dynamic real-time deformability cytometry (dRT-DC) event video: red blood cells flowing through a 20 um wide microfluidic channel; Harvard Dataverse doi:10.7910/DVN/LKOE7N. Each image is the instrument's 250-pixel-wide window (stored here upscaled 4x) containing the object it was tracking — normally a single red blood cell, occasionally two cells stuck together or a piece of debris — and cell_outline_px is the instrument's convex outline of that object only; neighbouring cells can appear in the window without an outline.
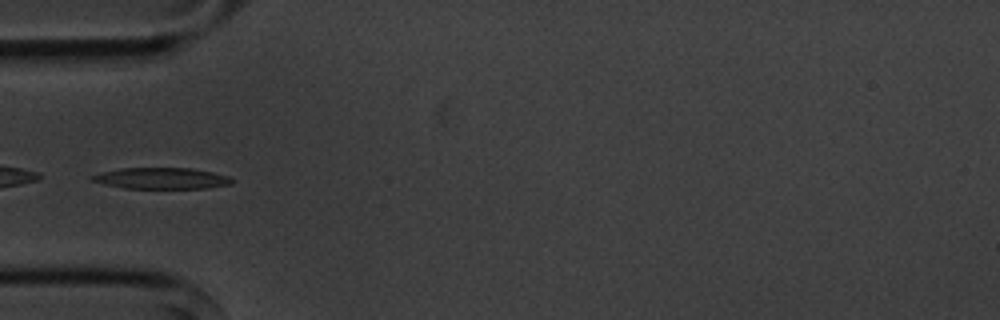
{"species": "common noctule bat (a hibernating species)", "species_latin": "Nyctalus noctula", "temperature_condition": "cold", "stored_images_in_passage": 8, "camera_frame_rate_fps": 3000, "um_per_image_px": 0.085, "animal": {"sex": "male", "body_mass_g": 20.1, "forearm_length_mm": 53.5}, "frame": {"image": 1, "passage_image": 3, "time_ms": 3.333, "image_size_px": [1000, 320], "cell_outline_px": [[236, 180], [232, 184], [208, 188], [124, 188], [104, 184], [92, 180], [88, 176], [100, 172], [120, 168], [192, 168], [212, 172], [228, 176]], "centroid_in_image_um": [13.74, 15.15], "position_along_channel_um": 71.3, "area_um2": 17.4}}
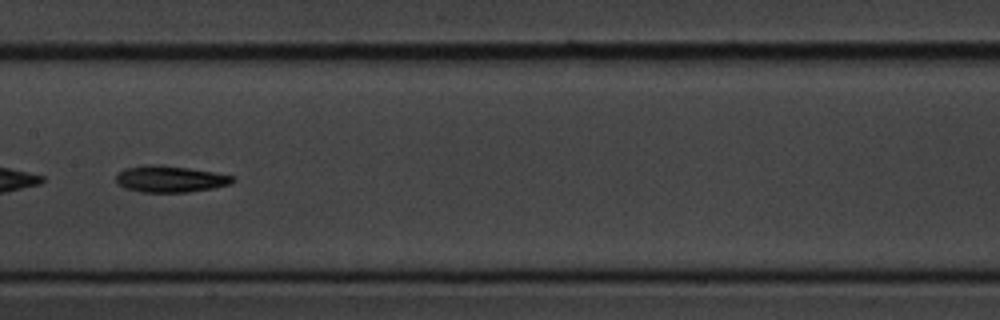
{"frame": {"image": 2, "passage_image": 6, "time_ms": 6.667, "image_size_px": [1000, 320], "cell_outline_px": [[236, 180], [232, 184], [212, 188], [188, 192], [144, 192], [124, 188], [116, 180], [116, 176], [124, 168], [148, 164], [160, 164], [188, 168], [212, 172], [232, 176]], "centroid_in_image_um": [14.46, 15.21], "position_along_channel_um": 192.9, "area_um2": 17.92}}
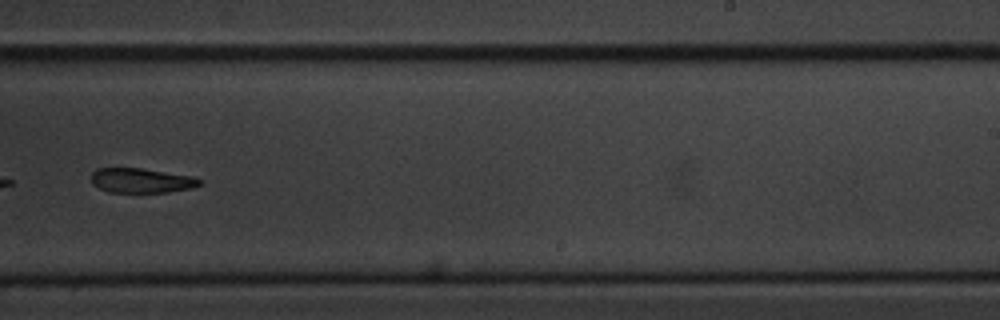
{"frame": {"image": 3, "passage_image": 8, "time_ms": 9.0, "image_size_px": [1000, 320], "cell_outline_px": [[204, 180], [200, 184], [192, 188], [168, 192], [108, 192], [92, 184], [92, 172], [96, 168], [140, 168], [188, 176]], "centroid_in_image_um": [11.98, 15.35], "position_along_channel_um": 277.0, "area_um2": 15.37}}